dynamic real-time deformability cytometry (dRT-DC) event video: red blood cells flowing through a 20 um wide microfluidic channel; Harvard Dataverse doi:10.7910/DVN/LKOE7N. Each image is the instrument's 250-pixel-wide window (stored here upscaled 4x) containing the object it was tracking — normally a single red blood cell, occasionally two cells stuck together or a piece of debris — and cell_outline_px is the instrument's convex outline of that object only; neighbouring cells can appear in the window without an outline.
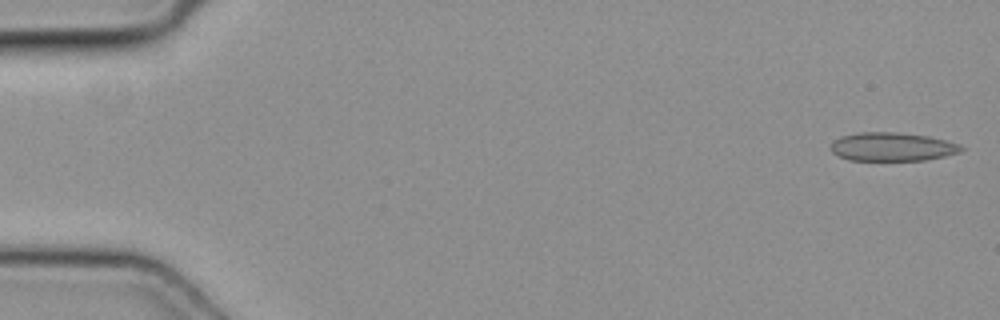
{"species": "common noctule bat (a hibernating species)", "species_latin": "Nyctalus noctula", "temperature_condition": "cold", "stored_images_in_passage": 14, "camera_frame_rate_fps": 3000, "um_per_image_px": 0.085, "animal": {"sex": "female", "body_mass_g": 19.3, "forearm_length_mm": 54.1}, "frame": {"image": 1, "passage_image": 1, "time_ms": 0.0, "image_size_px": [1000, 320], "cell_outline_px": [[964, 148], [960, 152], [944, 156], [924, 160], [848, 160], [832, 152], [832, 144], [840, 136], [860, 132], [892, 132], [928, 136], [944, 140], [956, 144]], "centroid_in_image_um": [75.82, 12.48], "position_along_channel_um": 9.2, "area_um2": 21.33}}
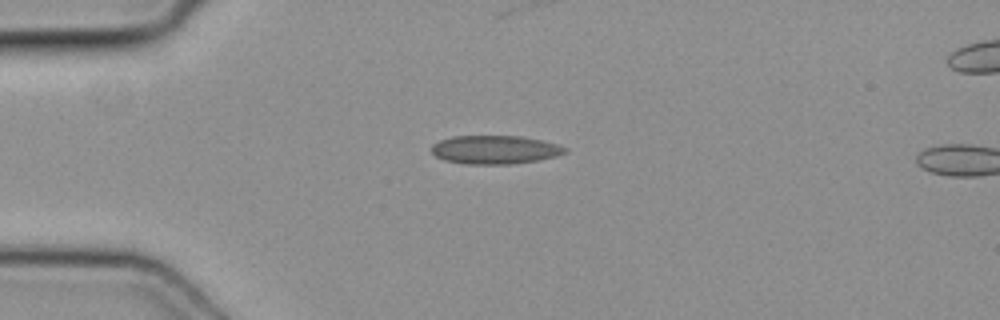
{"frame": {"image": 2, "passage_image": 12, "time_ms": 3.667, "image_size_px": [1000, 320], "cell_outline_px": [[568, 152], [556, 156], [540, 160], [512, 164], [464, 164], [444, 160], [436, 156], [432, 152], [432, 144], [440, 140], [452, 136], [520, 136], [540, 140], [556, 144], [568, 148]], "centroid_in_image_um": [42.07, 12.73], "position_along_channel_um": 42.9, "area_um2": 22.25}}